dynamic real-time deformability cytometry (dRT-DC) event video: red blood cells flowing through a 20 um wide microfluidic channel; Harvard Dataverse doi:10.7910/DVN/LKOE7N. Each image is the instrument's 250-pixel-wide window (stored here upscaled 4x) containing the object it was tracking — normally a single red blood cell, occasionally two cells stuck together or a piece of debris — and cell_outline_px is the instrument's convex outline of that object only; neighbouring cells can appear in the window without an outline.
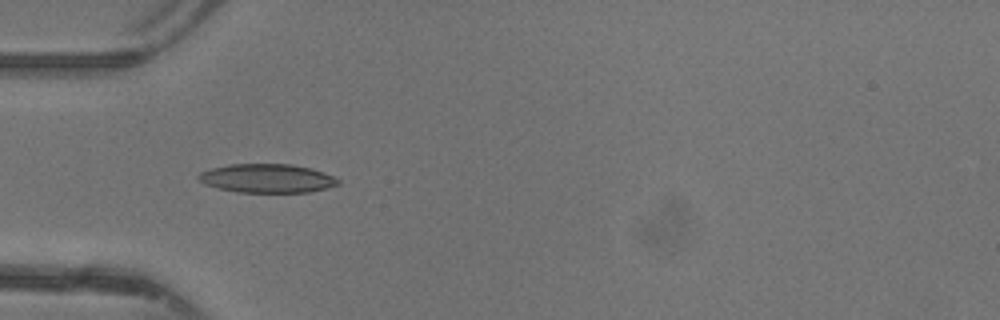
{"species": "common noctule bat (a hibernating species)", "species_latin": "Nyctalus noctula", "temperature_condition": "warm", "stored_images_in_passage": 45, "camera_frame_rate_fps": 3000, "um_per_image_px": 0.085, "animal": {"sex": "female"}, "frame": {"image": 1, "passage_image": 13, "time_ms": 4.0, "image_size_px": [1000, 320], "cell_outline_px": [[340, 184], [328, 188], [312, 192], [236, 192], [204, 184], [196, 176], [200, 172], [212, 168], [228, 164], [292, 164], [312, 168], [324, 172], [340, 180]], "centroid_in_image_um": [22.73, 15.15], "position_along_channel_um": 62.3, "area_um2": 23.52}}
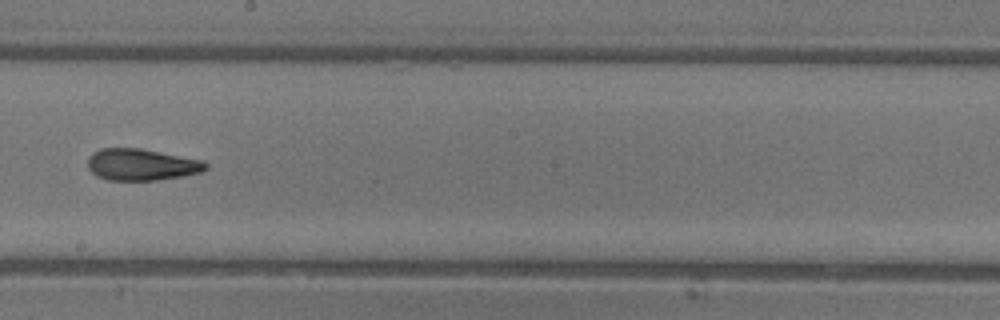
{"frame": {"image": 2, "passage_image": 25, "time_ms": 8.0, "image_size_px": [1000, 320], "cell_outline_px": [[208, 168], [200, 172], [180, 176], [156, 180], [108, 180], [96, 176], [88, 168], [88, 156], [92, 152], [100, 148], [140, 148], [204, 160], [208, 164]], "centroid_in_image_um": [12.01, 13.98], "position_along_channel_um": 236.2, "area_um2": 21.85}}
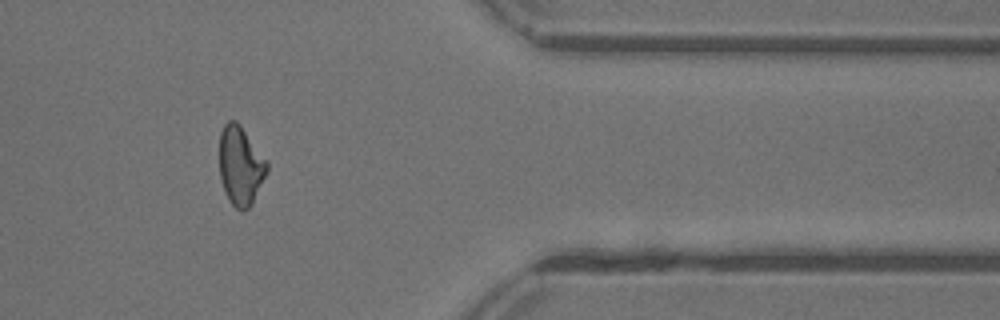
{"frame": {"image": 3, "passage_image": 37, "time_ms": 12.0, "image_size_px": [1000, 320], "cell_outline_px": [[268, 172], [252, 204], [244, 212], [240, 212], [228, 200], [220, 176], [220, 132], [224, 124], [228, 120], [236, 120], [240, 124], [268, 164]], "centroid_in_image_um": [20.44, 14.11], "position_along_channel_um": 391.0, "area_um2": 21.79}, "authors_computed_cell_mechanics": {"area_um2": 21.9062, "velocity_mm_per_s": 4.3992, "shape_relaxation_time_tau1_ms": 6.3616, "shape_relaxation_time_tau2_ms": 2.5889, "deformation_change_tau1": 0.193, "deformation_change_tau2": 0.1041}}